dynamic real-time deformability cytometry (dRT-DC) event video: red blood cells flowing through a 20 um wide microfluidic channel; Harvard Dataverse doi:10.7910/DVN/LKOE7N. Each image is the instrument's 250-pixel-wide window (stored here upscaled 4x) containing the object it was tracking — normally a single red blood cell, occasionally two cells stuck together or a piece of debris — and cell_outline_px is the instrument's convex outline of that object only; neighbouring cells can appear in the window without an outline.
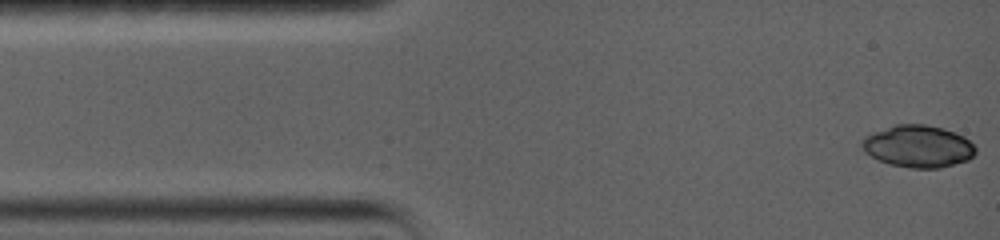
{"species": "common noctule bat (a hibernating species)", "species_latin": "Nyctalus noctula", "temperature_condition": "warm", "stored_images_in_passage": 14, "camera_frame_rate_fps": 5000, "um_per_image_px": 0.085, "animal": {"sex": "female", "body_mass_g": 19.0, "forearm_length_mm": 56.7}, "frame": {"image": 1, "passage_image": 1, "time_ms": 0.0, "image_size_px": [1000, 240], "cell_outline_px": [[976, 152], [968, 160], [940, 168], [912, 168], [888, 164], [864, 152], [860, 144], [860, 140], [864, 136], [872, 132], [896, 124], [924, 124], [944, 128], [964, 136], [976, 148]], "centroid_in_image_um": [78.01, 12.43], "position_along_channel_um": 7.0, "area_um2": 28.03}}
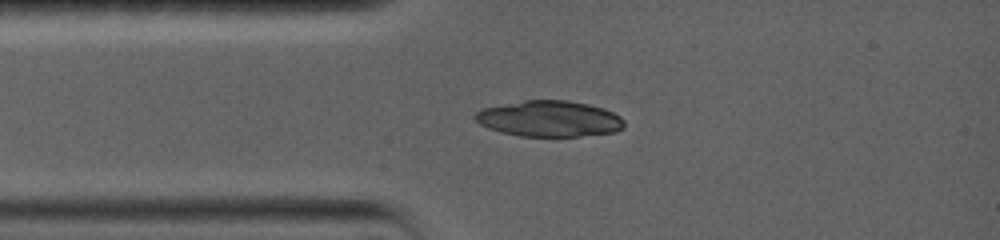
{"frame": {"image": 2, "passage_image": 12, "time_ms": 2.8, "image_size_px": [1000, 240], "cell_outline_px": [[624, 128], [616, 132], [580, 136], [520, 136], [500, 132], [488, 128], [480, 124], [472, 116], [476, 112], [484, 108], [524, 100], [568, 100], [588, 104], [604, 108], [620, 116], [624, 120]], "centroid_in_image_um": [46.71, 10.09], "position_along_channel_um": 38.3, "area_um2": 31.33}}